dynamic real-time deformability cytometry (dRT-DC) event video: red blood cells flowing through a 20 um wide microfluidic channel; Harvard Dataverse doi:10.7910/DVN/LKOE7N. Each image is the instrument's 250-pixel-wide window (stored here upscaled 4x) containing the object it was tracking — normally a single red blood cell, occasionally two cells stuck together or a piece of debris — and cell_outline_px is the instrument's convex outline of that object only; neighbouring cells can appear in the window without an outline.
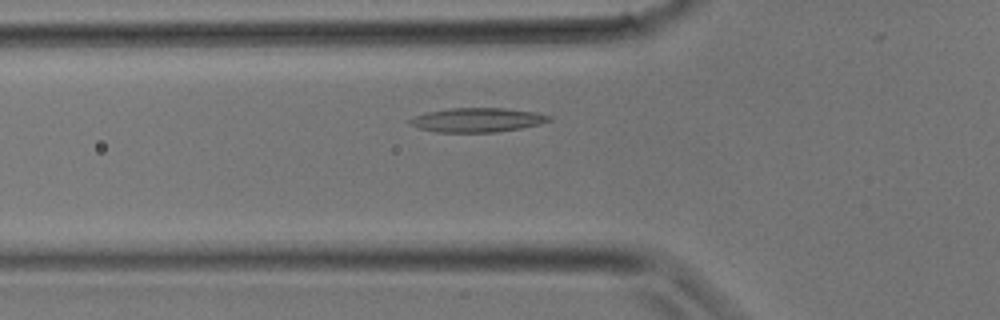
{"species": "common noctule bat (a hibernating species)", "species_latin": "Nyctalus noctula", "temperature_condition": "room temperature", "stored_images_in_passage": 21, "camera_frame_rate_fps": 3000, "um_per_image_px": 0.085, "animal": {"sex": "male", "body_mass_g": 17.9}, "frame": {"image": 1, "passage_image": 4, "time_ms": 1.0, "image_size_px": [1000, 320], "cell_outline_px": [[552, 120], [540, 124], [520, 128], [496, 132], [436, 132], [420, 128], [408, 124], [408, 120], [416, 116], [428, 112], [452, 108], [504, 108], [536, 112], [552, 116]], "centroid_in_image_um": [40.6, 10.2], "position_along_channel_um": 85.2, "area_um2": 19.54}}
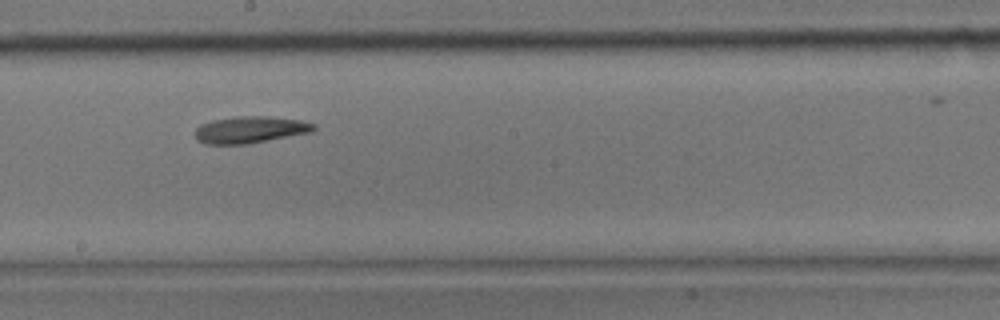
{"frame": {"image": 2, "passage_image": 11, "time_ms": 3.333, "image_size_px": [1000, 320], "cell_outline_px": [[316, 128], [312, 132], [248, 144], [204, 144], [196, 140], [196, 128], [200, 124], [212, 120], [240, 116], [268, 116], [300, 120], [316, 124]], "centroid_in_image_um": [21.27, 11.03], "position_along_channel_um": 226.9, "area_um2": 18.61}}
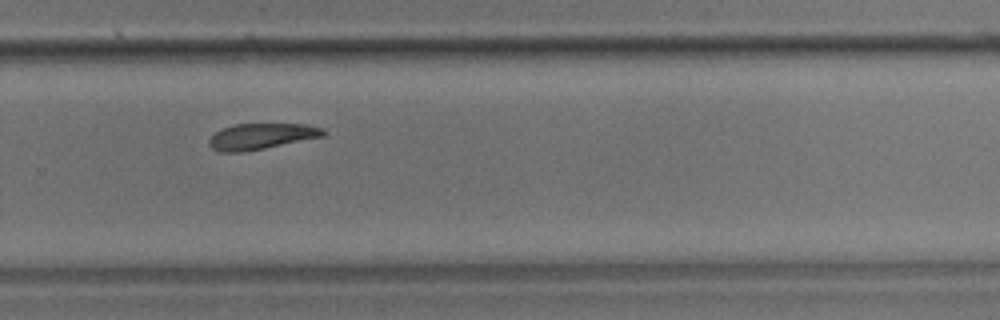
{"frame": {"image": 3, "passage_image": 15, "time_ms": 4.667, "image_size_px": [1000, 320], "cell_outline_px": [[328, 132], [324, 136], [244, 152], [220, 152], [212, 148], [208, 144], [208, 140], [216, 132], [224, 128], [236, 124], [304, 124], [320, 128]], "centroid_in_image_um": [22.2, 11.59], "position_along_channel_um": 307.6, "area_um2": 17.05}}